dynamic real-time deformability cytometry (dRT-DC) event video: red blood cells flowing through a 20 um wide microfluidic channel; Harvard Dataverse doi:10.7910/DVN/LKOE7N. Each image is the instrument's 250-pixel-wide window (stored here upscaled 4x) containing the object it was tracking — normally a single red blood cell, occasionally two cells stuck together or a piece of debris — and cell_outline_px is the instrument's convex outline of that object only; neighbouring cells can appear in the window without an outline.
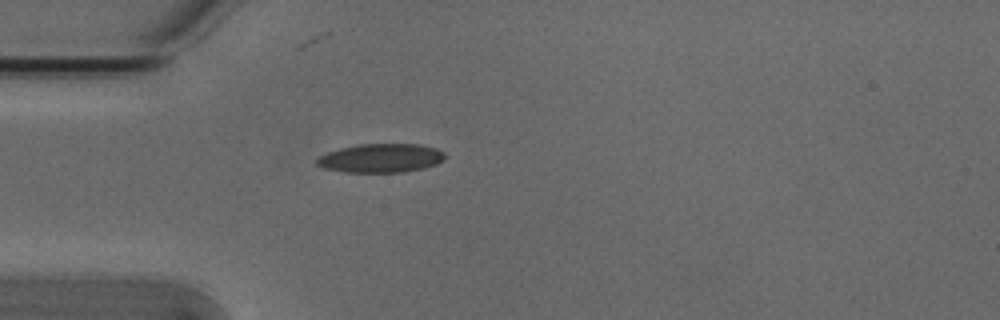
{"species": "Egyptian fruit bat (a non-hibernating species)", "species_latin": "Rousettus aegyptiacus", "temperature_condition": "cold", "stored_images_in_passage": 6, "camera_frame_rate_fps": 3000, "um_per_image_px": 0.085, "animal": {"sex": "male"}, "frame": {"image": 1, "passage_image": 2, "time_ms": 0.333, "image_size_px": [1000, 320], "cell_outline_px": [[448, 156], [444, 160], [436, 164], [424, 168], [400, 172], [344, 172], [324, 168], [316, 164], [316, 160], [320, 156], [328, 152], [340, 148], [360, 144], [420, 144], [436, 148], [444, 152]], "centroid_in_image_um": [32.41, 13.43], "position_along_channel_um": 52.6, "area_um2": 21.56}}